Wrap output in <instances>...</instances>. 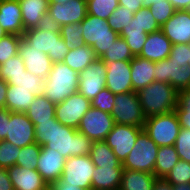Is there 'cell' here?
Wrapping results in <instances>:
<instances>
[{
	"label": "cell",
	"mask_w": 190,
	"mask_h": 190,
	"mask_svg": "<svg viewBox=\"0 0 190 190\" xmlns=\"http://www.w3.org/2000/svg\"><path fill=\"white\" fill-rule=\"evenodd\" d=\"M107 67L106 88L113 94L133 91L131 82V61L104 62Z\"/></svg>",
	"instance_id": "17"
},
{
	"label": "cell",
	"mask_w": 190,
	"mask_h": 190,
	"mask_svg": "<svg viewBox=\"0 0 190 190\" xmlns=\"http://www.w3.org/2000/svg\"><path fill=\"white\" fill-rule=\"evenodd\" d=\"M5 140L20 148L36 143L35 126L25 113L10 111Z\"/></svg>",
	"instance_id": "15"
},
{
	"label": "cell",
	"mask_w": 190,
	"mask_h": 190,
	"mask_svg": "<svg viewBox=\"0 0 190 190\" xmlns=\"http://www.w3.org/2000/svg\"><path fill=\"white\" fill-rule=\"evenodd\" d=\"M123 167H95L92 190H119Z\"/></svg>",
	"instance_id": "27"
},
{
	"label": "cell",
	"mask_w": 190,
	"mask_h": 190,
	"mask_svg": "<svg viewBox=\"0 0 190 190\" xmlns=\"http://www.w3.org/2000/svg\"><path fill=\"white\" fill-rule=\"evenodd\" d=\"M44 89L16 88L8 85L6 94V109L11 112L25 113L36 96H43Z\"/></svg>",
	"instance_id": "24"
},
{
	"label": "cell",
	"mask_w": 190,
	"mask_h": 190,
	"mask_svg": "<svg viewBox=\"0 0 190 190\" xmlns=\"http://www.w3.org/2000/svg\"><path fill=\"white\" fill-rule=\"evenodd\" d=\"M42 146L37 143L27 145L20 148L16 165L25 167L26 169H37L38 157Z\"/></svg>",
	"instance_id": "36"
},
{
	"label": "cell",
	"mask_w": 190,
	"mask_h": 190,
	"mask_svg": "<svg viewBox=\"0 0 190 190\" xmlns=\"http://www.w3.org/2000/svg\"><path fill=\"white\" fill-rule=\"evenodd\" d=\"M159 1H162V0H143V6L144 8H149L151 4H156Z\"/></svg>",
	"instance_id": "60"
},
{
	"label": "cell",
	"mask_w": 190,
	"mask_h": 190,
	"mask_svg": "<svg viewBox=\"0 0 190 190\" xmlns=\"http://www.w3.org/2000/svg\"><path fill=\"white\" fill-rule=\"evenodd\" d=\"M181 128L190 129V114H176Z\"/></svg>",
	"instance_id": "58"
},
{
	"label": "cell",
	"mask_w": 190,
	"mask_h": 190,
	"mask_svg": "<svg viewBox=\"0 0 190 190\" xmlns=\"http://www.w3.org/2000/svg\"><path fill=\"white\" fill-rule=\"evenodd\" d=\"M18 54L21 56L27 72L42 79L47 78L53 65V61L48 54L30 46L23 37H21Z\"/></svg>",
	"instance_id": "16"
},
{
	"label": "cell",
	"mask_w": 190,
	"mask_h": 190,
	"mask_svg": "<svg viewBox=\"0 0 190 190\" xmlns=\"http://www.w3.org/2000/svg\"><path fill=\"white\" fill-rule=\"evenodd\" d=\"M44 80L41 77L35 76L32 73L26 72L19 77H11L6 83L8 85H15L16 88L24 89H44Z\"/></svg>",
	"instance_id": "42"
},
{
	"label": "cell",
	"mask_w": 190,
	"mask_h": 190,
	"mask_svg": "<svg viewBox=\"0 0 190 190\" xmlns=\"http://www.w3.org/2000/svg\"><path fill=\"white\" fill-rule=\"evenodd\" d=\"M176 114H190V88L178 92Z\"/></svg>",
	"instance_id": "49"
},
{
	"label": "cell",
	"mask_w": 190,
	"mask_h": 190,
	"mask_svg": "<svg viewBox=\"0 0 190 190\" xmlns=\"http://www.w3.org/2000/svg\"><path fill=\"white\" fill-rule=\"evenodd\" d=\"M159 146L142 130L132 151L122 163L123 169L154 174Z\"/></svg>",
	"instance_id": "5"
},
{
	"label": "cell",
	"mask_w": 190,
	"mask_h": 190,
	"mask_svg": "<svg viewBox=\"0 0 190 190\" xmlns=\"http://www.w3.org/2000/svg\"><path fill=\"white\" fill-rule=\"evenodd\" d=\"M118 7V0H87V14L106 20Z\"/></svg>",
	"instance_id": "35"
},
{
	"label": "cell",
	"mask_w": 190,
	"mask_h": 190,
	"mask_svg": "<svg viewBox=\"0 0 190 190\" xmlns=\"http://www.w3.org/2000/svg\"><path fill=\"white\" fill-rule=\"evenodd\" d=\"M21 8L24 31L36 28L45 13L48 12V0H18Z\"/></svg>",
	"instance_id": "26"
},
{
	"label": "cell",
	"mask_w": 190,
	"mask_h": 190,
	"mask_svg": "<svg viewBox=\"0 0 190 190\" xmlns=\"http://www.w3.org/2000/svg\"><path fill=\"white\" fill-rule=\"evenodd\" d=\"M179 160L180 158L174 145L159 147L154 167L156 178H165Z\"/></svg>",
	"instance_id": "32"
},
{
	"label": "cell",
	"mask_w": 190,
	"mask_h": 190,
	"mask_svg": "<svg viewBox=\"0 0 190 190\" xmlns=\"http://www.w3.org/2000/svg\"><path fill=\"white\" fill-rule=\"evenodd\" d=\"M49 190H92V189H83L74 185H67L61 178L56 180L49 186Z\"/></svg>",
	"instance_id": "53"
},
{
	"label": "cell",
	"mask_w": 190,
	"mask_h": 190,
	"mask_svg": "<svg viewBox=\"0 0 190 190\" xmlns=\"http://www.w3.org/2000/svg\"><path fill=\"white\" fill-rule=\"evenodd\" d=\"M134 18L137 20L138 25L148 34L161 29L149 8L138 10L134 13Z\"/></svg>",
	"instance_id": "45"
},
{
	"label": "cell",
	"mask_w": 190,
	"mask_h": 190,
	"mask_svg": "<svg viewBox=\"0 0 190 190\" xmlns=\"http://www.w3.org/2000/svg\"><path fill=\"white\" fill-rule=\"evenodd\" d=\"M80 24L84 44L91 46L98 58L120 37L110 28L106 19L94 15L87 14Z\"/></svg>",
	"instance_id": "4"
},
{
	"label": "cell",
	"mask_w": 190,
	"mask_h": 190,
	"mask_svg": "<svg viewBox=\"0 0 190 190\" xmlns=\"http://www.w3.org/2000/svg\"><path fill=\"white\" fill-rule=\"evenodd\" d=\"M134 17V13L124 6H119L113 11L107 22L112 30L120 34L124 27L128 26Z\"/></svg>",
	"instance_id": "40"
},
{
	"label": "cell",
	"mask_w": 190,
	"mask_h": 190,
	"mask_svg": "<svg viewBox=\"0 0 190 190\" xmlns=\"http://www.w3.org/2000/svg\"><path fill=\"white\" fill-rule=\"evenodd\" d=\"M19 153L20 147L6 140L0 141V168L8 169L16 165Z\"/></svg>",
	"instance_id": "44"
},
{
	"label": "cell",
	"mask_w": 190,
	"mask_h": 190,
	"mask_svg": "<svg viewBox=\"0 0 190 190\" xmlns=\"http://www.w3.org/2000/svg\"><path fill=\"white\" fill-rule=\"evenodd\" d=\"M110 113L91 107L81 119L77 131L85 134L91 141H104L114 126Z\"/></svg>",
	"instance_id": "11"
},
{
	"label": "cell",
	"mask_w": 190,
	"mask_h": 190,
	"mask_svg": "<svg viewBox=\"0 0 190 190\" xmlns=\"http://www.w3.org/2000/svg\"><path fill=\"white\" fill-rule=\"evenodd\" d=\"M6 170L14 190H49L48 184L36 169L13 165Z\"/></svg>",
	"instance_id": "21"
},
{
	"label": "cell",
	"mask_w": 190,
	"mask_h": 190,
	"mask_svg": "<svg viewBox=\"0 0 190 190\" xmlns=\"http://www.w3.org/2000/svg\"><path fill=\"white\" fill-rule=\"evenodd\" d=\"M161 30L172 45L190 44V13L187 10H176Z\"/></svg>",
	"instance_id": "20"
},
{
	"label": "cell",
	"mask_w": 190,
	"mask_h": 190,
	"mask_svg": "<svg viewBox=\"0 0 190 190\" xmlns=\"http://www.w3.org/2000/svg\"><path fill=\"white\" fill-rule=\"evenodd\" d=\"M181 129L175 111L146 118L143 130L159 146L175 145Z\"/></svg>",
	"instance_id": "6"
},
{
	"label": "cell",
	"mask_w": 190,
	"mask_h": 190,
	"mask_svg": "<svg viewBox=\"0 0 190 190\" xmlns=\"http://www.w3.org/2000/svg\"><path fill=\"white\" fill-rule=\"evenodd\" d=\"M130 66L134 92H138L155 81V62L135 56L131 60Z\"/></svg>",
	"instance_id": "25"
},
{
	"label": "cell",
	"mask_w": 190,
	"mask_h": 190,
	"mask_svg": "<svg viewBox=\"0 0 190 190\" xmlns=\"http://www.w3.org/2000/svg\"><path fill=\"white\" fill-rule=\"evenodd\" d=\"M171 62H176L179 66L188 65L190 63V45L174 44L171 46L169 57Z\"/></svg>",
	"instance_id": "48"
},
{
	"label": "cell",
	"mask_w": 190,
	"mask_h": 190,
	"mask_svg": "<svg viewBox=\"0 0 190 190\" xmlns=\"http://www.w3.org/2000/svg\"><path fill=\"white\" fill-rule=\"evenodd\" d=\"M106 74V64L101 58H97L79 73L78 92L92 101L102 89L106 88Z\"/></svg>",
	"instance_id": "12"
},
{
	"label": "cell",
	"mask_w": 190,
	"mask_h": 190,
	"mask_svg": "<svg viewBox=\"0 0 190 190\" xmlns=\"http://www.w3.org/2000/svg\"><path fill=\"white\" fill-rule=\"evenodd\" d=\"M79 73L69 68L64 62H54L44 80V96L54 104L67 99L78 92Z\"/></svg>",
	"instance_id": "3"
},
{
	"label": "cell",
	"mask_w": 190,
	"mask_h": 190,
	"mask_svg": "<svg viewBox=\"0 0 190 190\" xmlns=\"http://www.w3.org/2000/svg\"><path fill=\"white\" fill-rule=\"evenodd\" d=\"M164 179L172 186L190 183V163L180 159Z\"/></svg>",
	"instance_id": "41"
},
{
	"label": "cell",
	"mask_w": 190,
	"mask_h": 190,
	"mask_svg": "<svg viewBox=\"0 0 190 190\" xmlns=\"http://www.w3.org/2000/svg\"><path fill=\"white\" fill-rule=\"evenodd\" d=\"M90 158L95 167H123L113 150L105 141H94L90 151Z\"/></svg>",
	"instance_id": "31"
},
{
	"label": "cell",
	"mask_w": 190,
	"mask_h": 190,
	"mask_svg": "<svg viewBox=\"0 0 190 190\" xmlns=\"http://www.w3.org/2000/svg\"><path fill=\"white\" fill-rule=\"evenodd\" d=\"M22 37L33 48L48 54L53 63L62 62L69 52L64 39L61 37V33L31 28L24 31Z\"/></svg>",
	"instance_id": "7"
},
{
	"label": "cell",
	"mask_w": 190,
	"mask_h": 190,
	"mask_svg": "<svg viewBox=\"0 0 190 190\" xmlns=\"http://www.w3.org/2000/svg\"><path fill=\"white\" fill-rule=\"evenodd\" d=\"M97 58L94 49L84 44L69 50L62 62L72 70L80 73Z\"/></svg>",
	"instance_id": "30"
},
{
	"label": "cell",
	"mask_w": 190,
	"mask_h": 190,
	"mask_svg": "<svg viewBox=\"0 0 190 190\" xmlns=\"http://www.w3.org/2000/svg\"><path fill=\"white\" fill-rule=\"evenodd\" d=\"M143 130L138 126L114 124L104 141L113 150L118 160L123 163L132 151L138 134Z\"/></svg>",
	"instance_id": "13"
},
{
	"label": "cell",
	"mask_w": 190,
	"mask_h": 190,
	"mask_svg": "<svg viewBox=\"0 0 190 190\" xmlns=\"http://www.w3.org/2000/svg\"><path fill=\"white\" fill-rule=\"evenodd\" d=\"M149 10L160 27H162L176 12L175 7L168 0H162L156 4H151Z\"/></svg>",
	"instance_id": "43"
},
{
	"label": "cell",
	"mask_w": 190,
	"mask_h": 190,
	"mask_svg": "<svg viewBox=\"0 0 190 190\" xmlns=\"http://www.w3.org/2000/svg\"><path fill=\"white\" fill-rule=\"evenodd\" d=\"M40 30L61 33V26L47 12L39 21L37 27Z\"/></svg>",
	"instance_id": "50"
},
{
	"label": "cell",
	"mask_w": 190,
	"mask_h": 190,
	"mask_svg": "<svg viewBox=\"0 0 190 190\" xmlns=\"http://www.w3.org/2000/svg\"><path fill=\"white\" fill-rule=\"evenodd\" d=\"M0 26L7 34L22 36L24 26L18 0H0Z\"/></svg>",
	"instance_id": "22"
},
{
	"label": "cell",
	"mask_w": 190,
	"mask_h": 190,
	"mask_svg": "<svg viewBox=\"0 0 190 190\" xmlns=\"http://www.w3.org/2000/svg\"><path fill=\"white\" fill-rule=\"evenodd\" d=\"M137 95L146 118L172 112L177 106L178 91L169 83L154 81Z\"/></svg>",
	"instance_id": "2"
},
{
	"label": "cell",
	"mask_w": 190,
	"mask_h": 190,
	"mask_svg": "<svg viewBox=\"0 0 190 190\" xmlns=\"http://www.w3.org/2000/svg\"><path fill=\"white\" fill-rule=\"evenodd\" d=\"M82 33L83 29L80 23L61 26V37L69 50L84 45Z\"/></svg>",
	"instance_id": "37"
},
{
	"label": "cell",
	"mask_w": 190,
	"mask_h": 190,
	"mask_svg": "<svg viewBox=\"0 0 190 190\" xmlns=\"http://www.w3.org/2000/svg\"><path fill=\"white\" fill-rule=\"evenodd\" d=\"M0 190H14L5 168H0Z\"/></svg>",
	"instance_id": "54"
},
{
	"label": "cell",
	"mask_w": 190,
	"mask_h": 190,
	"mask_svg": "<svg viewBox=\"0 0 190 190\" xmlns=\"http://www.w3.org/2000/svg\"><path fill=\"white\" fill-rule=\"evenodd\" d=\"M174 146L179 158L190 163V129H180Z\"/></svg>",
	"instance_id": "47"
},
{
	"label": "cell",
	"mask_w": 190,
	"mask_h": 190,
	"mask_svg": "<svg viewBox=\"0 0 190 190\" xmlns=\"http://www.w3.org/2000/svg\"><path fill=\"white\" fill-rule=\"evenodd\" d=\"M10 120V111L6 108L0 109V141L7 136V122Z\"/></svg>",
	"instance_id": "51"
},
{
	"label": "cell",
	"mask_w": 190,
	"mask_h": 190,
	"mask_svg": "<svg viewBox=\"0 0 190 190\" xmlns=\"http://www.w3.org/2000/svg\"><path fill=\"white\" fill-rule=\"evenodd\" d=\"M8 90V84L6 81L0 78V109L6 108V94Z\"/></svg>",
	"instance_id": "55"
},
{
	"label": "cell",
	"mask_w": 190,
	"mask_h": 190,
	"mask_svg": "<svg viewBox=\"0 0 190 190\" xmlns=\"http://www.w3.org/2000/svg\"><path fill=\"white\" fill-rule=\"evenodd\" d=\"M95 165L90 155H80L67 158L61 179L67 185H74L83 189H92V177Z\"/></svg>",
	"instance_id": "9"
},
{
	"label": "cell",
	"mask_w": 190,
	"mask_h": 190,
	"mask_svg": "<svg viewBox=\"0 0 190 190\" xmlns=\"http://www.w3.org/2000/svg\"><path fill=\"white\" fill-rule=\"evenodd\" d=\"M119 6H124L127 10L136 13L138 10L144 8L143 0H118Z\"/></svg>",
	"instance_id": "52"
},
{
	"label": "cell",
	"mask_w": 190,
	"mask_h": 190,
	"mask_svg": "<svg viewBox=\"0 0 190 190\" xmlns=\"http://www.w3.org/2000/svg\"><path fill=\"white\" fill-rule=\"evenodd\" d=\"M25 114L34 125L45 121H55V104L44 95L36 96Z\"/></svg>",
	"instance_id": "29"
},
{
	"label": "cell",
	"mask_w": 190,
	"mask_h": 190,
	"mask_svg": "<svg viewBox=\"0 0 190 190\" xmlns=\"http://www.w3.org/2000/svg\"><path fill=\"white\" fill-rule=\"evenodd\" d=\"M176 10H186L190 5V0H168Z\"/></svg>",
	"instance_id": "57"
},
{
	"label": "cell",
	"mask_w": 190,
	"mask_h": 190,
	"mask_svg": "<svg viewBox=\"0 0 190 190\" xmlns=\"http://www.w3.org/2000/svg\"><path fill=\"white\" fill-rule=\"evenodd\" d=\"M114 123L144 127L146 117L143 114L137 92L115 94L114 106L111 112Z\"/></svg>",
	"instance_id": "8"
},
{
	"label": "cell",
	"mask_w": 190,
	"mask_h": 190,
	"mask_svg": "<svg viewBox=\"0 0 190 190\" xmlns=\"http://www.w3.org/2000/svg\"><path fill=\"white\" fill-rule=\"evenodd\" d=\"M21 37L15 34H7L0 39V65L19 53Z\"/></svg>",
	"instance_id": "39"
},
{
	"label": "cell",
	"mask_w": 190,
	"mask_h": 190,
	"mask_svg": "<svg viewBox=\"0 0 190 190\" xmlns=\"http://www.w3.org/2000/svg\"><path fill=\"white\" fill-rule=\"evenodd\" d=\"M172 188L173 190H190V183L173 185Z\"/></svg>",
	"instance_id": "59"
},
{
	"label": "cell",
	"mask_w": 190,
	"mask_h": 190,
	"mask_svg": "<svg viewBox=\"0 0 190 190\" xmlns=\"http://www.w3.org/2000/svg\"><path fill=\"white\" fill-rule=\"evenodd\" d=\"M90 108L91 101L77 92L63 102L55 104V118L62 125L77 129L81 119Z\"/></svg>",
	"instance_id": "10"
},
{
	"label": "cell",
	"mask_w": 190,
	"mask_h": 190,
	"mask_svg": "<svg viewBox=\"0 0 190 190\" xmlns=\"http://www.w3.org/2000/svg\"><path fill=\"white\" fill-rule=\"evenodd\" d=\"M26 67L19 54L9 58L2 65H0V78L7 81L11 77H19L26 74Z\"/></svg>",
	"instance_id": "38"
},
{
	"label": "cell",
	"mask_w": 190,
	"mask_h": 190,
	"mask_svg": "<svg viewBox=\"0 0 190 190\" xmlns=\"http://www.w3.org/2000/svg\"><path fill=\"white\" fill-rule=\"evenodd\" d=\"M115 101V94L107 88L102 89L91 101V107L111 114Z\"/></svg>",
	"instance_id": "46"
},
{
	"label": "cell",
	"mask_w": 190,
	"mask_h": 190,
	"mask_svg": "<svg viewBox=\"0 0 190 190\" xmlns=\"http://www.w3.org/2000/svg\"><path fill=\"white\" fill-rule=\"evenodd\" d=\"M155 81L171 84L178 92L190 88V68L179 66L169 58L155 62Z\"/></svg>",
	"instance_id": "14"
},
{
	"label": "cell",
	"mask_w": 190,
	"mask_h": 190,
	"mask_svg": "<svg viewBox=\"0 0 190 190\" xmlns=\"http://www.w3.org/2000/svg\"><path fill=\"white\" fill-rule=\"evenodd\" d=\"M153 190H173V188L164 178H157L154 182Z\"/></svg>",
	"instance_id": "56"
},
{
	"label": "cell",
	"mask_w": 190,
	"mask_h": 190,
	"mask_svg": "<svg viewBox=\"0 0 190 190\" xmlns=\"http://www.w3.org/2000/svg\"><path fill=\"white\" fill-rule=\"evenodd\" d=\"M171 46V41L160 29L147 35L145 44L138 56L153 62H159L169 57Z\"/></svg>",
	"instance_id": "23"
},
{
	"label": "cell",
	"mask_w": 190,
	"mask_h": 190,
	"mask_svg": "<svg viewBox=\"0 0 190 190\" xmlns=\"http://www.w3.org/2000/svg\"><path fill=\"white\" fill-rule=\"evenodd\" d=\"M7 35V33L3 30V28L0 26V39L2 37H5Z\"/></svg>",
	"instance_id": "62"
},
{
	"label": "cell",
	"mask_w": 190,
	"mask_h": 190,
	"mask_svg": "<svg viewBox=\"0 0 190 190\" xmlns=\"http://www.w3.org/2000/svg\"><path fill=\"white\" fill-rule=\"evenodd\" d=\"M156 179L151 173L123 169L119 190H153Z\"/></svg>",
	"instance_id": "28"
},
{
	"label": "cell",
	"mask_w": 190,
	"mask_h": 190,
	"mask_svg": "<svg viewBox=\"0 0 190 190\" xmlns=\"http://www.w3.org/2000/svg\"><path fill=\"white\" fill-rule=\"evenodd\" d=\"M148 33H146L137 23V20L133 17L130 24L123 28L119 34L129 46L132 54L138 56L145 44Z\"/></svg>",
	"instance_id": "33"
},
{
	"label": "cell",
	"mask_w": 190,
	"mask_h": 190,
	"mask_svg": "<svg viewBox=\"0 0 190 190\" xmlns=\"http://www.w3.org/2000/svg\"><path fill=\"white\" fill-rule=\"evenodd\" d=\"M186 10L190 13V5L188 6V8Z\"/></svg>",
	"instance_id": "63"
},
{
	"label": "cell",
	"mask_w": 190,
	"mask_h": 190,
	"mask_svg": "<svg viewBox=\"0 0 190 190\" xmlns=\"http://www.w3.org/2000/svg\"><path fill=\"white\" fill-rule=\"evenodd\" d=\"M35 141L47 149L56 150L65 159L90 155L93 141L77 129L62 125L59 121L35 124Z\"/></svg>",
	"instance_id": "1"
},
{
	"label": "cell",
	"mask_w": 190,
	"mask_h": 190,
	"mask_svg": "<svg viewBox=\"0 0 190 190\" xmlns=\"http://www.w3.org/2000/svg\"><path fill=\"white\" fill-rule=\"evenodd\" d=\"M65 160L56 150L47 149L45 146H42L36 170L48 186L61 178Z\"/></svg>",
	"instance_id": "19"
},
{
	"label": "cell",
	"mask_w": 190,
	"mask_h": 190,
	"mask_svg": "<svg viewBox=\"0 0 190 190\" xmlns=\"http://www.w3.org/2000/svg\"><path fill=\"white\" fill-rule=\"evenodd\" d=\"M48 13L60 26L81 23L87 15V0H69L64 5L49 4Z\"/></svg>",
	"instance_id": "18"
},
{
	"label": "cell",
	"mask_w": 190,
	"mask_h": 190,
	"mask_svg": "<svg viewBox=\"0 0 190 190\" xmlns=\"http://www.w3.org/2000/svg\"><path fill=\"white\" fill-rule=\"evenodd\" d=\"M134 57L127 42L119 37L100 58L104 62H113L131 61Z\"/></svg>",
	"instance_id": "34"
},
{
	"label": "cell",
	"mask_w": 190,
	"mask_h": 190,
	"mask_svg": "<svg viewBox=\"0 0 190 190\" xmlns=\"http://www.w3.org/2000/svg\"><path fill=\"white\" fill-rule=\"evenodd\" d=\"M69 0H48L49 4H54V3H58L60 5H64L65 3H67Z\"/></svg>",
	"instance_id": "61"
}]
</instances>
